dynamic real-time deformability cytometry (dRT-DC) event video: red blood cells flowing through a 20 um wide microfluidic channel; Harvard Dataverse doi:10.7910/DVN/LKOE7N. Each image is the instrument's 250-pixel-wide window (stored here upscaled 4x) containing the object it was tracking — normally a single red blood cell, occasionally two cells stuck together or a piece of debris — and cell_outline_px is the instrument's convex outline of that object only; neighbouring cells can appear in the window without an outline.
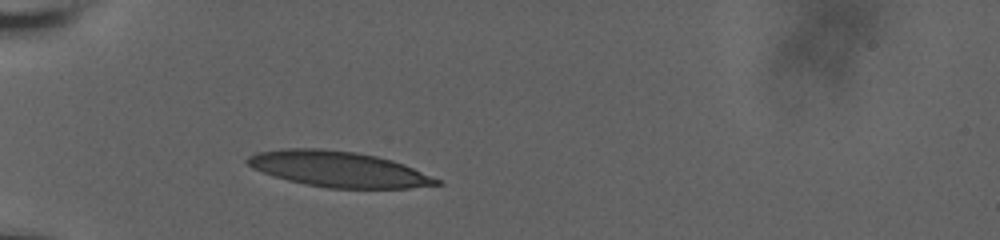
{"species": "human", "species_latin": "Homo sapiens", "temperature_condition": "room temperature", "stored_images_in_passage": 33, "camera_frame_rate_fps": 3000, "um_per_image_px": 0.085, "donor": {"sex": "male"}, "frame": {"image": 1, "passage_image": 1, "time_ms": 0.0, "image_size_px": [1000, 240], "cell_outline_px": [[444, 184], [408, 188], [328, 188], [304, 184], [272, 176], [252, 168], [244, 160], [248, 156], [256, 152], [280, 148], [320, 148], [356, 152], [376, 156], [392, 160], [404, 164], [440, 180]], "centroid_in_image_um": [28.72, 14.37], "position_along_channel_um": 56.3, "area_um2": 39.42}}
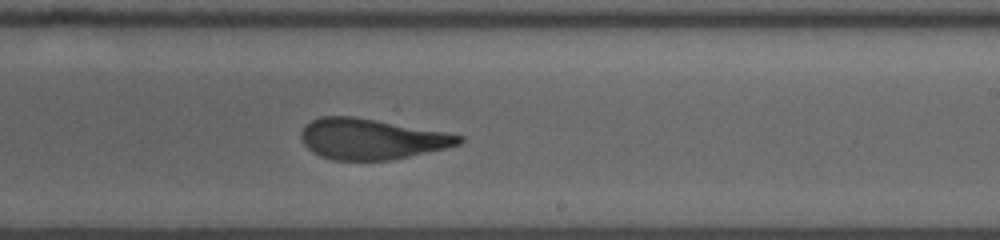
{"frame": {"image": 2, "passage_image": 19, "time_ms": 6.0, "image_size_px": [1000, 240], "cell_outline_px": [[464, 140], [460, 144], [444, 148], [392, 160], [332, 160], [320, 156], [312, 152], [304, 144], [300, 136], [300, 132], [304, 124], [320, 116], [352, 116], [444, 132], [464, 136]], "centroid_in_image_um": [31.51, 11.82], "position_along_channel_um": 257.5, "area_um2": 37.22}}
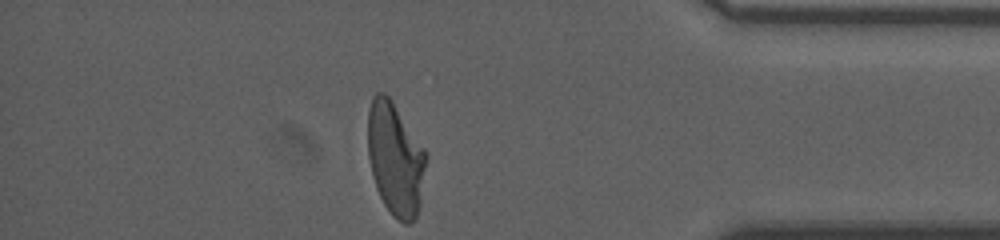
{"frame": {"image": 3, "passage_image": 33, "time_ms": 10.667, "image_size_px": [1000, 240], "cell_outline_px": [[428, 156], [420, 204], [416, 216], [408, 224], [404, 224], [396, 220], [392, 216], [384, 204], [376, 188], [368, 156], [368, 108], [372, 96], [376, 92], [384, 92], [392, 100], [424, 148]], "centroid_in_image_um": [33.61, 13.51], "position_along_channel_um": 401.6, "area_um2": 38.61}, "authors_computed_cell_mechanics": {"area_um2": 38.726, "velocity_mm_per_s": 3.6563, "shape_relaxation_time_tau1_ms": 2.8733, "shape_relaxation_time_tau2_ms": 2.8967, "deformation_change_tau1": 0.1712, "deformation_change_tau2": 0.113}}